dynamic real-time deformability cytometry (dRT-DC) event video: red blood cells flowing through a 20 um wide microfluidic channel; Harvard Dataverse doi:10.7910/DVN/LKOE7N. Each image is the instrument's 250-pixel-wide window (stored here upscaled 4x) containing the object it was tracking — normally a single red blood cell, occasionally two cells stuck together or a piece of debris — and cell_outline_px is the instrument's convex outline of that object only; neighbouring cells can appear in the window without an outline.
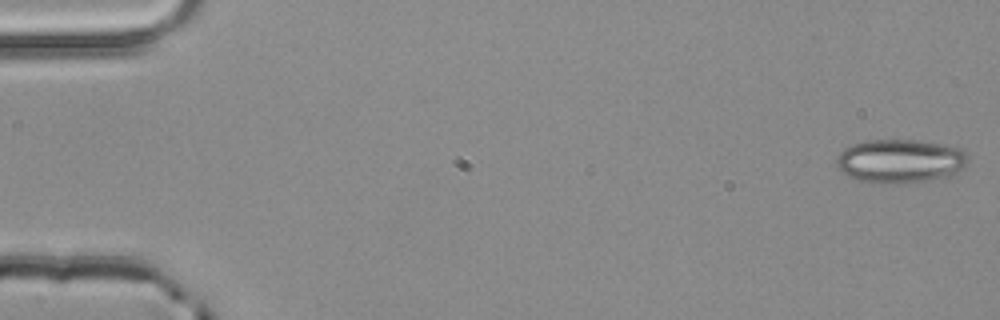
{"species": "common noctule bat (a hibernating species)", "species_latin": "Nyctalus noctula", "temperature_condition": "room temperature", "stored_images_in_passage": 4, "camera_frame_rate_fps": 3000, "um_per_image_px": 0.085, "animal": {"sex": "male", "body_mass_g": 20.4}, "frame": {"image": 1, "passage_image": 1, "time_ms": 0.0, "image_size_px": [1000, 320], "cell_outline_px": [[968, 160], [964, 168], [948, 176], [900, 184], [880, 184], [856, 180], [840, 172], [836, 164], [836, 156], [844, 148], [852, 144], [864, 140], [916, 140], [960, 148], [968, 156]], "centroid_in_image_um": [76.45, 13.7], "position_along_channel_um": 8.6, "area_um2": 33.7}}